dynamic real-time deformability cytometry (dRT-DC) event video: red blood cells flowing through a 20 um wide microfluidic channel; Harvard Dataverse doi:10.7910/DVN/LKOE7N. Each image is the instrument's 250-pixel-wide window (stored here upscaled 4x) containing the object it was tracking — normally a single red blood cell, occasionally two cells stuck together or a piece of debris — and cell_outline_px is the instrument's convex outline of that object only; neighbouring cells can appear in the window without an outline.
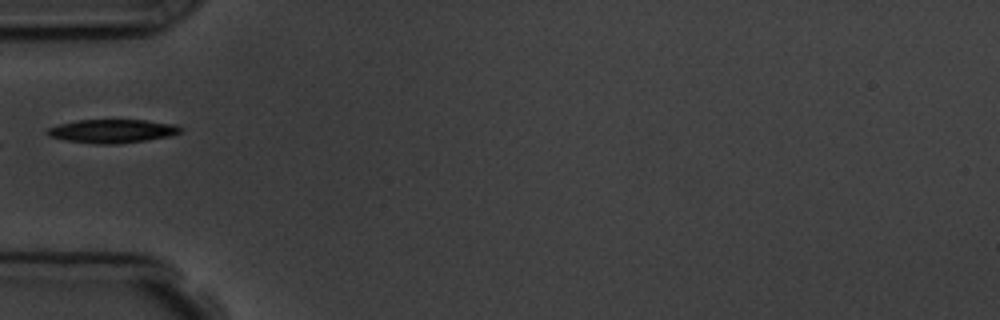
{"species": "common noctule bat (a hibernating species)", "species_latin": "Nyctalus noctula", "temperature_condition": "room temperature", "stored_images_in_passage": 9, "camera_frame_rate_fps": 3000, "um_per_image_px": 0.085, "animal": {"sex": "male", "body_mass_g": 19.5, "forearm_length_mm": 54.6}, "frame": {"image": 1, "passage_image": 6, "time_ms": 5.667, "image_size_px": [1000, 320], "cell_outline_px": [[184, 128], [180, 132], [172, 136], [116, 144], [96, 144], [64, 140], [48, 136], [44, 132], [48, 128], [60, 124], [76, 120], [144, 120], [180, 124]], "centroid_in_image_um": [9.57, 11.14], "position_along_channel_um": 75.4, "area_um2": 18.5}}